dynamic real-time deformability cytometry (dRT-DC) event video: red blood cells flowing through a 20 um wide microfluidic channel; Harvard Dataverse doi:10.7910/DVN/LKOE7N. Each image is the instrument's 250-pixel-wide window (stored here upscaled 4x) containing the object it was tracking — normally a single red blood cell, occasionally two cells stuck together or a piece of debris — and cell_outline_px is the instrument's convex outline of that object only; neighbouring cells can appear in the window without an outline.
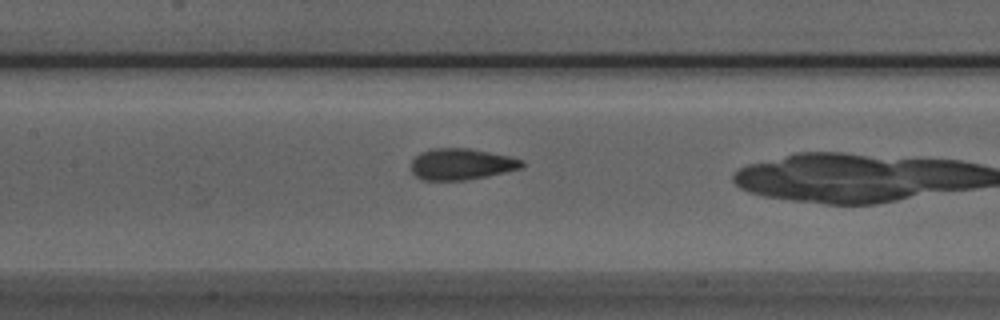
{"species": "Egyptian fruit bat (a non-hibernating species)", "species_latin": "Rousettus aegyptiacus", "temperature_condition": "room temperature", "stored_images_in_passage": 14, "camera_frame_rate_fps": 3000, "um_per_image_px": 0.085, "animal": {"sex": "male"}, "frame": {"image": 1, "passage_image": 12, "time_ms": 3.667, "image_size_px": [1000, 320], "cell_outline_px": [[524, 164], [520, 168], [488, 176], [468, 180], [420, 180], [412, 172], [412, 160], [420, 152], [432, 148], [468, 148], [508, 156], [524, 160]], "centroid_in_image_um": [39.19, 13.95], "position_along_channel_um": 168.2, "area_um2": 20.17}}